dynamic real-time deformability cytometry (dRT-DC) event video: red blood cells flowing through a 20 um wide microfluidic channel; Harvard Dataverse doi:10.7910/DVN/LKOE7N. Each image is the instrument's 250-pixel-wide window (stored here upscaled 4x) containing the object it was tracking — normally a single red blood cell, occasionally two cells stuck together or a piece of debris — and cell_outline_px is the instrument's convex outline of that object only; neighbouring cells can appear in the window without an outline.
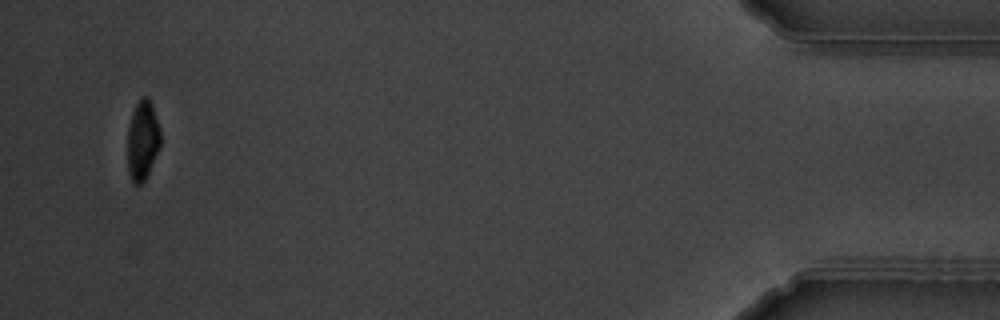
{"species": "common noctule bat (a hibernating species)", "species_latin": "Nyctalus noctula", "temperature_condition": "warm", "stored_images_in_passage": 16, "camera_frame_rate_fps": 3000, "um_per_image_px": 0.085, "animal": {"sex": "male", "body_mass_g": 19.5, "forearm_length_mm": 54.6}, "frame": {"image": 1, "passage_image": 16, "time_ms": 18.333, "image_size_px": [1000, 320], "cell_outline_px": [[160, 148], [144, 180], [140, 184], [132, 184], [128, 172], [128, 124], [132, 112], [136, 104], [144, 96], [148, 96], [152, 104], [160, 128]], "centroid_in_image_um": [12.11, 11.92], "position_along_channel_um": 423.1, "area_um2": 15.32}, "authors_computed_cell_mechanics": {"area_um2": 18.9295, "velocity_mm_per_s": 3.6983, "shape_relaxation_time_tau1_ms": 1.938, "shape_relaxation_time_tau2_ms": 2.5723, "deformation_change_tau1": 0.1073, "deformation_change_tau2": 0.0514}}